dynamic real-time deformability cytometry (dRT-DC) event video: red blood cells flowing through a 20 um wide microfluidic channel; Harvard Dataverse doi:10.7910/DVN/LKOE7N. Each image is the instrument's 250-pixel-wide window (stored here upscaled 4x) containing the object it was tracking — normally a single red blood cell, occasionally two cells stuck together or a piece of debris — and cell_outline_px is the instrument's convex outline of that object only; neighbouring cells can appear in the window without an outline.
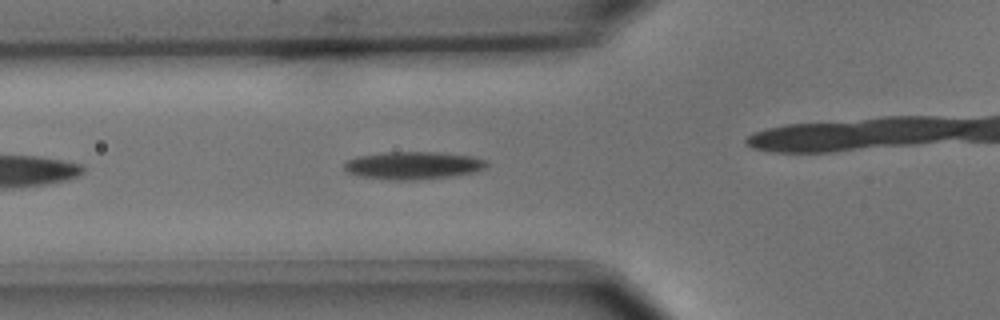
{"species": "common noctule bat (a hibernating species)", "species_latin": "Nyctalus noctula", "temperature_condition": "cold", "stored_images_in_passage": 20, "camera_frame_rate_fps": 3000, "um_per_image_px": 0.085, "animal": {"sex": "male", "body_mass_g": 15.6}, "frame": {"image": 1, "passage_image": 6, "time_ms": 1.667, "image_size_px": [1000, 320], "cell_outline_px": [[488, 164], [484, 168], [476, 172], [456, 176], [416, 180], [388, 180], [360, 176], [348, 172], [344, 168], [344, 164], [348, 160], [356, 156], [388, 152], [436, 152], [472, 156], [488, 160]], "centroid_in_image_um": [35.15, 14.07], "position_along_channel_um": 90.6, "area_um2": 23.18}}